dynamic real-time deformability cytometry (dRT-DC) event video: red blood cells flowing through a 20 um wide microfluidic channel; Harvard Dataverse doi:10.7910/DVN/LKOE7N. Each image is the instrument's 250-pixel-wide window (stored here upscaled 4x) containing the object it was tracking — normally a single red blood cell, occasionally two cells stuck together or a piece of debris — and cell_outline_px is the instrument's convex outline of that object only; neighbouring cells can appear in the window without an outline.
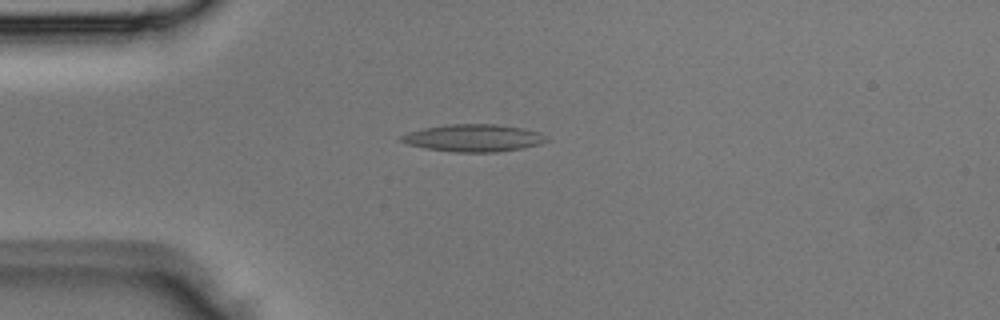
{"species": "Egyptian fruit bat (a non-hibernating species)", "species_latin": "Rousettus aegyptiacus", "temperature_condition": "room temperature", "stored_images_in_passage": 3, "camera_frame_rate_fps": 3000, "um_per_image_px": 0.085, "animal": {"sex": "male"}, "frame": {"image": 1, "passage_image": 3, "time_ms": 0.667, "image_size_px": [1000, 320], "cell_outline_px": [[548, 140], [540, 144], [520, 148], [496, 152], [452, 152], [424, 148], [408, 144], [400, 140], [400, 136], [408, 132], [424, 128], [444, 124], [496, 124], [524, 128], [540, 132], [548, 136]], "centroid_in_image_um": [40.26, 11.72], "position_along_channel_um": 44.7, "area_um2": 23.24}}